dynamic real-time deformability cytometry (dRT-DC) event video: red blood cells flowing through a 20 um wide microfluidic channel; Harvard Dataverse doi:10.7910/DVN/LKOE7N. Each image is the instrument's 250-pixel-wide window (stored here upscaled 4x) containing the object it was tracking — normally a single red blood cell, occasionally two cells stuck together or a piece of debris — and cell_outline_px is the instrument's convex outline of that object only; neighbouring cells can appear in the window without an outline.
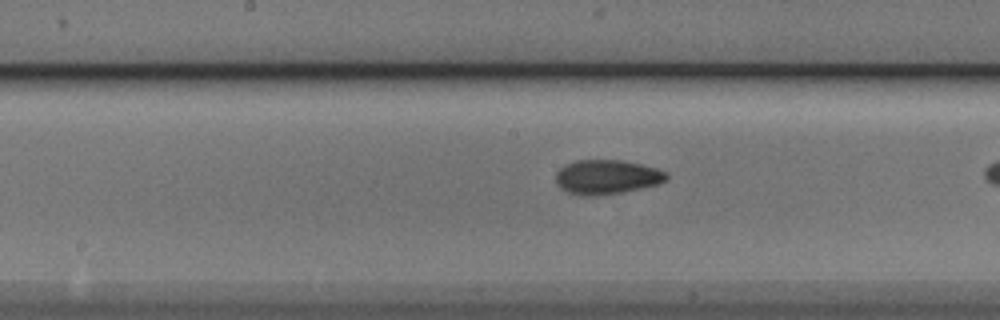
{"species": "Egyptian fruit bat (a non-hibernating species)", "species_latin": "Rousettus aegyptiacus", "temperature_condition": "cold", "stored_images_in_passage": 29, "camera_frame_rate_fps": 3000, "um_per_image_px": 0.085, "animal": {"sex": "male"}, "frame": {"image": 1, "passage_image": 17, "time_ms": 5.333, "image_size_px": [1000, 320], "cell_outline_px": [[668, 176], [664, 180], [656, 184], [620, 192], [568, 192], [560, 188], [556, 184], [556, 172], [564, 164], [576, 160], [624, 160], [656, 168], [668, 172]], "centroid_in_image_um": [51.58, 14.97], "position_along_channel_um": 196.6, "area_um2": 21.15}}
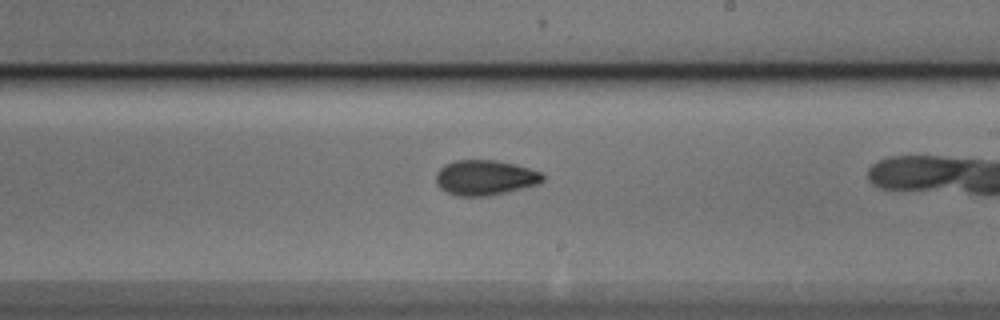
{"frame": {"image": 2, "passage_image": 21, "time_ms": 6.667, "image_size_px": [1000, 320], "cell_outline_px": [[544, 180], [536, 184], [488, 196], [456, 196], [440, 188], [436, 184], [436, 172], [444, 164], [456, 160], [496, 160], [516, 164], [544, 172]], "centroid_in_image_um": [41.22, 15.08], "position_along_channel_um": 247.8, "area_um2": 21.91}}